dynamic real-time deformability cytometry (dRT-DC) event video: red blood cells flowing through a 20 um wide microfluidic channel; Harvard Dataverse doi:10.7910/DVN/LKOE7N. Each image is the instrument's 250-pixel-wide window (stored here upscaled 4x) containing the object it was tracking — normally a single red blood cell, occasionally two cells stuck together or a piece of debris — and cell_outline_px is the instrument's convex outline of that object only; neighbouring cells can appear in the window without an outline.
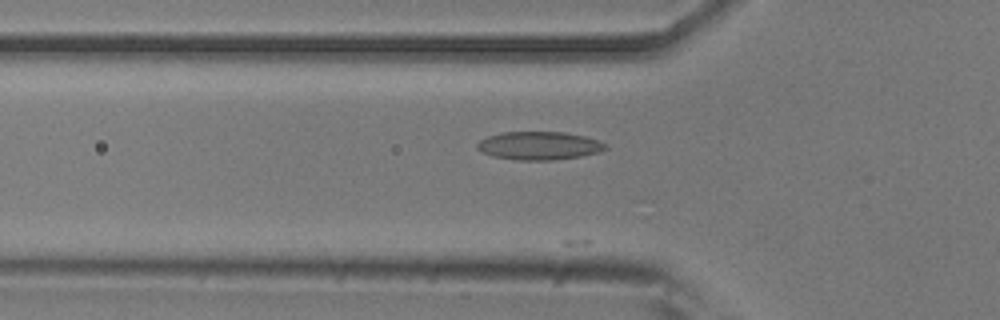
{"species": "common noctule bat (a hibernating species)", "species_latin": "Nyctalus noctula", "temperature_condition": "room temperature", "stored_images_in_passage": 9, "camera_frame_rate_fps": 3000, "um_per_image_px": 0.085, "animal": {"sex": "male", "body_mass_g": 20.5, "forearm_length_mm": 52.5}, "frame": {"image": 1, "passage_image": 3, "time_ms": 0.667, "image_size_px": [1000, 320], "cell_outline_px": [[608, 148], [600, 152], [580, 156], [552, 160], [516, 160], [492, 156], [476, 148], [476, 144], [480, 140], [488, 136], [500, 132], [564, 132], [584, 136], [600, 140], [608, 144]], "centroid_in_image_um": [45.85, 12.38], "position_along_channel_um": 79.9, "area_um2": 21.21}}